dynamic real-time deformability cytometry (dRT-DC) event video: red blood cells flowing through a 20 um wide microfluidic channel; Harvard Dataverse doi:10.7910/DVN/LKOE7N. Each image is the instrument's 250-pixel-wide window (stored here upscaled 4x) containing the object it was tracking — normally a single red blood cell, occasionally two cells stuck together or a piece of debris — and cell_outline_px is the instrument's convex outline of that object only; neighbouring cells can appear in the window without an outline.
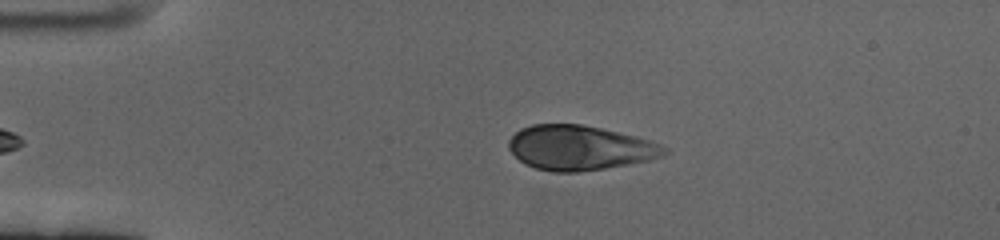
{"species": "human", "species_latin": "Homo sapiens", "temperature_condition": "cold", "stored_images_in_passage": 43, "camera_frame_rate_fps": 3000, "um_per_image_px": 0.085, "donor": {"sex": "female"}, "frame": {"image": 1, "passage_image": 4, "time_ms": 1.0, "image_size_px": [1000, 240], "cell_outline_px": [[672, 152], [664, 156], [648, 160], [628, 164], [604, 168], [576, 172], [552, 172], [536, 168], [524, 164], [508, 148], [508, 140], [520, 128], [532, 124], [580, 124], [600, 128], [648, 140], [660, 144], [668, 148]], "centroid_in_image_um": [49.27, 12.56], "position_along_channel_um": 35.7, "area_um2": 40.34}}
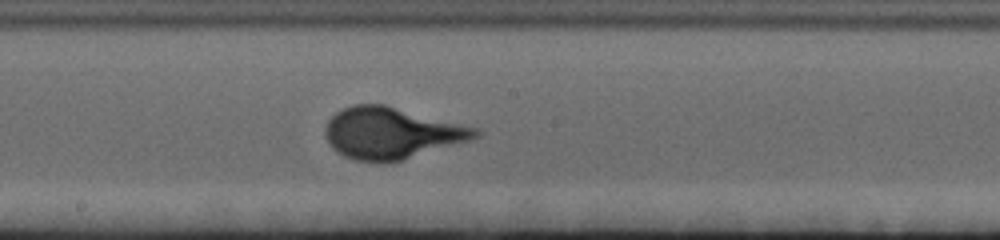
{"frame": {"image": 2, "passage_image": 24, "time_ms": 7.667, "image_size_px": [1000, 240], "cell_outline_px": [[480, 136], [468, 140], [400, 160], [384, 164], [380, 164], [356, 160], [344, 156], [336, 152], [332, 148], [324, 132], [324, 128], [328, 120], [336, 112], [352, 104], [384, 104], [480, 128]], "centroid_in_image_um": [33.24, 11.31], "position_along_channel_um": 215.0, "area_um2": 44.97}}
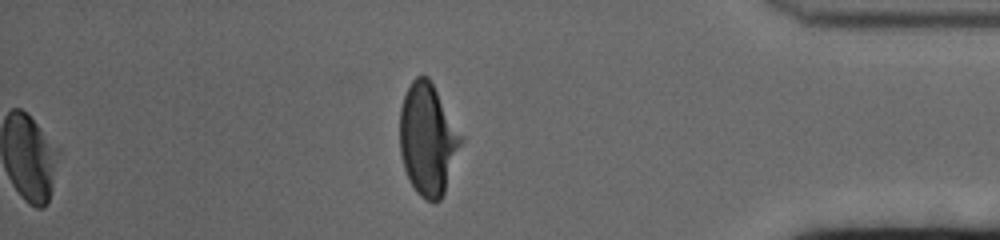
{"frame": {"image": 3, "passage_image": 43, "time_ms": 14.0, "image_size_px": [1000, 240], "cell_outline_px": [[464, 140], [444, 192], [440, 200], [424, 200], [416, 192], [404, 168], [400, 152], [400, 108], [404, 96], [412, 80], [416, 76], [428, 76], [464, 136]], "centroid_in_image_um": [36.38, 11.82], "position_along_channel_um": 398.8, "area_um2": 39.88}}